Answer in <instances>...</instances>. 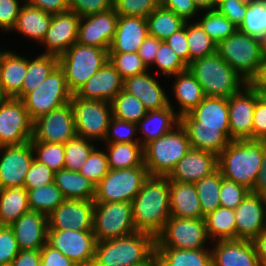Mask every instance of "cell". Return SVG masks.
Segmentation results:
<instances>
[{"label": "cell", "instance_id": "1", "mask_svg": "<svg viewBox=\"0 0 266 266\" xmlns=\"http://www.w3.org/2000/svg\"><path fill=\"white\" fill-rule=\"evenodd\" d=\"M170 188L167 176H149L133 199L132 211L135 228L155 238L170 219Z\"/></svg>", "mask_w": 266, "mask_h": 266}, {"label": "cell", "instance_id": "2", "mask_svg": "<svg viewBox=\"0 0 266 266\" xmlns=\"http://www.w3.org/2000/svg\"><path fill=\"white\" fill-rule=\"evenodd\" d=\"M264 141L232 140L217 156V168L224 178L252 191L262 169Z\"/></svg>", "mask_w": 266, "mask_h": 266}, {"label": "cell", "instance_id": "3", "mask_svg": "<svg viewBox=\"0 0 266 266\" xmlns=\"http://www.w3.org/2000/svg\"><path fill=\"white\" fill-rule=\"evenodd\" d=\"M156 238L146 232L96 243L92 266H131L145 261L155 251Z\"/></svg>", "mask_w": 266, "mask_h": 266}, {"label": "cell", "instance_id": "4", "mask_svg": "<svg viewBox=\"0 0 266 266\" xmlns=\"http://www.w3.org/2000/svg\"><path fill=\"white\" fill-rule=\"evenodd\" d=\"M188 69L208 97L228 98L248 84L217 52L192 61Z\"/></svg>", "mask_w": 266, "mask_h": 266}, {"label": "cell", "instance_id": "5", "mask_svg": "<svg viewBox=\"0 0 266 266\" xmlns=\"http://www.w3.org/2000/svg\"><path fill=\"white\" fill-rule=\"evenodd\" d=\"M190 149L187 133L179 124L143 147L144 165L150 176H168Z\"/></svg>", "mask_w": 266, "mask_h": 266}, {"label": "cell", "instance_id": "6", "mask_svg": "<svg viewBox=\"0 0 266 266\" xmlns=\"http://www.w3.org/2000/svg\"><path fill=\"white\" fill-rule=\"evenodd\" d=\"M217 53L248 83L257 75L264 59L262 40L239 29L217 45Z\"/></svg>", "mask_w": 266, "mask_h": 266}, {"label": "cell", "instance_id": "7", "mask_svg": "<svg viewBox=\"0 0 266 266\" xmlns=\"http://www.w3.org/2000/svg\"><path fill=\"white\" fill-rule=\"evenodd\" d=\"M107 61L108 50L78 42L58 57V65L65 73L66 83L72 94H76Z\"/></svg>", "mask_w": 266, "mask_h": 266}, {"label": "cell", "instance_id": "8", "mask_svg": "<svg viewBox=\"0 0 266 266\" xmlns=\"http://www.w3.org/2000/svg\"><path fill=\"white\" fill-rule=\"evenodd\" d=\"M72 95L66 83L65 73L57 65L33 92L27 93L21 100L34 121L41 115L69 103Z\"/></svg>", "mask_w": 266, "mask_h": 266}, {"label": "cell", "instance_id": "9", "mask_svg": "<svg viewBox=\"0 0 266 266\" xmlns=\"http://www.w3.org/2000/svg\"><path fill=\"white\" fill-rule=\"evenodd\" d=\"M145 166L109 169L95 186V202H132L149 177Z\"/></svg>", "mask_w": 266, "mask_h": 266}, {"label": "cell", "instance_id": "10", "mask_svg": "<svg viewBox=\"0 0 266 266\" xmlns=\"http://www.w3.org/2000/svg\"><path fill=\"white\" fill-rule=\"evenodd\" d=\"M70 104L77 136L103 143L113 117L111 102L88 100L73 94Z\"/></svg>", "mask_w": 266, "mask_h": 266}, {"label": "cell", "instance_id": "11", "mask_svg": "<svg viewBox=\"0 0 266 266\" xmlns=\"http://www.w3.org/2000/svg\"><path fill=\"white\" fill-rule=\"evenodd\" d=\"M136 231L131 202H95L93 233L97 242Z\"/></svg>", "mask_w": 266, "mask_h": 266}, {"label": "cell", "instance_id": "12", "mask_svg": "<svg viewBox=\"0 0 266 266\" xmlns=\"http://www.w3.org/2000/svg\"><path fill=\"white\" fill-rule=\"evenodd\" d=\"M209 239L204 219L170 216L156 237L155 248L206 249Z\"/></svg>", "mask_w": 266, "mask_h": 266}, {"label": "cell", "instance_id": "13", "mask_svg": "<svg viewBox=\"0 0 266 266\" xmlns=\"http://www.w3.org/2000/svg\"><path fill=\"white\" fill-rule=\"evenodd\" d=\"M32 136L33 120L22 100L0 97V147L24 144Z\"/></svg>", "mask_w": 266, "mask_h": 266}, {"label": "cell", "instance_id": "14", "mask_svg": "<svg viewBox=\"0 0 266 266\" xmlns=\"http://www.w3.org/2000/svg\"><path fill=\"white\" fill-rule=\"evenodd\" d=\"M76 136L73 109L69 102L33 121V136L30 142L64 144Z\"/></svg>", "mask_w": 266, "mask_h": 266}, {"label": "cell", "instance_id": "15", "mask_svg": "<svg viewBox=\"0 0 266 266\" xmlns=\"http://www.w3.org/2000/svg\"><path fill=\"white\" fill-rule=\"evenodd\" d=\"M47 243L78 266H92L97 243L93 231L48 230Z\"/></svg>", "mask_w": 266, "mask_h": 266}, {"label": "cell", "instance_id": "16", "mask_svg": "<svg viewBox=\"0 0 266 266\" xmlns=\"http://www.w3.org/2000/svg\"><path fill=\"white\" fill-rule=\"evenodd\" d=\"M257 91L248 83L238 93L227 98L230 140H252L253 115Z\"/></svg>", "mask_w": 266, "mask_h": 266}, {"label": "cell", "instance_id": "17", "mask_svg": "<svg viewBox=\"0 0 266 266\" xmlns=\"http://www.w3.org/2000/svg\"><path fill=\"white\" fill-rule=\"evenodd\" d=\"M94 200L65 199L48 215V230L93 231Z\"/></svg>", "mask_w": 266, "mask_h": 266}, {"label": "cell", "instance_id": "18", "mask_svg": "<svg viewBox=\"0 0 266 266\" xmlns=\"http://www.w3.org/2000/svg\"><path fill=\"white\" fill-rule=\"evenodd\" d=\"M34 159L31 142L0 147V189L24 187L26 174Z\"/></svg>", "mask_w": 266, "mask_h": 266}, {"label": "cell", "instance_id": "19", "mask_svg": "<svg viewBox=\"0 0 266 266\" xmlns=\"http://www.w3.org/2000/svg\"><path fill=\"white\" fill-rule=\"evenodd\" d=\"M118 18L114 8L80 17L77 42L109 51Z\"/></svg>", "mask_w": 266, "mask_h": 266}, {"label": "cell", "instance_id": "20", "mask_svg": "<svg viewBox=\"0 0 266 266\" xmlns=\"http://www.w3.org/2000/svg\"><path fill=\"white\" fill-rule=\"evenodd\" d=\"M80 16L74 11L52 15L49 29L41 44L45 45L44 54L59 57L78 41Z\"/></svg>", "mask_w": 266, "mask_h": 266}, {"label": "cell", "instance_id": "21", "mask_svg": "<svg viewBox=\"0 0 266 266\" xmlns=\"http://www.w3.org/2000/svg\"><path fill=\"white\" fill-rule=\"evenodd\" d=\"M236 239L253 240L266 228V197L250 192L235 209Z\"/></svg>", "mask_w": 266, "mask_h": 266}, {"label": "cell", "instance_id": "22", "mask_svg": "<svg viewBox=\"0 0 266 266\" xmlns=\"http://www.w3.org/2000/svg\"><path fill=\"white\" fill-rule=\"evenodd\" d=\"M20 250H40L47 243L48 216L29 211L9 226Z\"/></svg>", "mask_w": 266, "mask_h": 266}, {"label": "cell", "instance_id": "23", "mask_svg": "<svg viewBox=\"0 0 266 266\" xmlns=\"http://www.w3.org/2000/svg\"><path fill=\"white\" fill-rule=\"evenodd\" d=\"M217 169V156L211 152L191 148L167 176L169 181L195 183Z\"/></svg>", "mask_w": 266, "mask_h": 266}, {"label": "cell", "instance_id": "24", "mask_svg": "<svg viewBox=\"0 0 266 266\" xmlns=\"http://www.w3.org/2000/svg\"><path fill=\"white\" fill-rule=\"evenodd\" d=\"M123 90V79L107 61L75 94L88 100L111 102Z\"/></svg>", "mask_w": 266, "mask_h": 266}, {"label": "cell", "instance_id": "25", "mask_svg": "<svg viewBox=\"0 0 266 266\" xmlns=\"http://www.w3.org/2000/svg\"><path fill=\"white\" fill-rule=\"evenodd\" d=\"M211 250L213 266H261L252 240H217Z\"/></svg>", "mask_w": 266, "mask_h": 266}, {"label": "cell", "instance_id": "26", "mask_svg": "<svg viewBox=\"0 0 266 266\" xmlns=\"http://www.w3.org/2000/svg\"><path fill=\"white\" fill-rule=\"evenodd\" d=\"M123 90L138 98L147 111L160 110L169 106L164 89L149 72H144L123 80Z\"/></svg>", "mask_w": 266, "mask_h": 266}, {"label": "cell", "instance_id": "27", "mask_svg": "<svg viewBox=\"0 0 266 266\" xmlns=\"http://www.w3.org/2000/svg\"><path fill=\"white\" fill-rule=\"evenodd\" d=\"M147 20L136 16H119L109 53L138 52L148 36Z\"/></svg>", "mask_w": 266, "mask_h": 266}, {"label": "cell", "instance_id": "28", "mask_svg": "<svg viewBox=\"0 0 266 266\" xmlns=\"http://www.w3.org/2000/svg\"><path fill=\"white\" fill-rule=\"evenodd\" d=\"M191 148L208 151L218 156L231 142L219 128L199 127V122L189 113L180 117Z\"/></svg>", "mask_w": 266, "mask_h": 266}, {"label": "cell", "instance_id": "29", "mask_svg": "<svg viewBox=\"0 0 266 266\" xmlns=\"http://www.w3.org/2000/svg\"><path fill=\"white\" fill-rule=\"evenodd\" d=\"M170 216L204 219L194 183L169 181Z\"/></svg>", "mask_w": 266, "mask_h": 266}, {"label": "cell", "instance_id": "30", "mask_svg": "<svg viewBox=\"0 0 266 266\" xmlns=\"http://www.w3.org/2000/svg\"><path fill=\"white\" fill-rule=\"evenodd\" d=\"M26 71L27 58L4 50L0 64V97L15 98L21 92Z\"/></svg>", "mask_w": 266, "mask_h": 266}, {"label": "cell", "instance_id": "31", "mask_svg": "<svg viewBox=\"0 0 266 266\" xmlns=\"http://www.w3.org/2000/svg\"><path fill=\"white\" fill-rule=\"evenodd\" d=\"M169 101V106L160 110L147 111L146 115L137 123V129L142 132L140 144L144 147L149 142L160 138L172 131L180 124V117L174 111Z\"/></svg>", "mask_w": 266, "mask_h": 266}, {"label": "cell", "instance_id": "32", "mask_svg": "<svg viewBox=\"0 0 266 266\" xmlns=\"http://www.w3.org/2000/svg\"><path fill=\"white\" fill-rule=\"evenodd\" d=\"M190 114L199 122V127L219 128L230 139L227 98L205 96Z\"/></svg>", "mask_w": 266, "mask_h": 266}, {"label": "cell", "instance_id": "33", "mask_svg": "<svg viewBox=\"0 0 266 266\" xmlns=\"http://www.w3.org/2000/svg\"><path fill=\"white\" fill-rule=\"evenodd\" d=\"M174 76L176 80L174 81L172 91L175 95V100H177V103L180 106V111H177L176 113L181 117L189 114L195 109L204 99L205 95L202 91L201 85L189 69Z\"/></svg>", "mask_w": 266, "mask_h": 266}, {"label": "cell", "instance_id": "34", "mask_svg": "<svg viewBox=\"0 0 266 266\" xmlns=\"http://www.w3.org/2000/svg\"><path fill=\"white\" fill-rule=\"evenodd\" d=\"M23 3L24 4H22L18 15L17 23L12 31L15 30L20 32L22 36L41 43L49 29L52 14L31 6L25 1Z\"/></svg>", "mask_w": 266, "mask_h": 266}, {"label": "cell", "instance_id": "35", "mask_svg": "<svg viewBox=\"0 0 266 266\" xmlns=\"http://www.w3.org/2000/svg\"><path fill=\"white\" fill-rule=\"evenodd\" d=\"M54 183L65 199L94 200L95 185L78 171L61 169L55 172Z\"/></svg>", "mask_w": 266, "mask_h": 266}, {"label": "cell", "instance_id": "36", "mask_svg": "<svg viewBox=\"0 0 266 266\" xmlns=\"http://www.w3.org/2000/svg\"><path fill=\"white\" fill-rule=\"evenodd\" d=\"M159 266H213L211 249L155 248Z\"/></svg>", "mask_w": 266, "mask_h": 266}, {"label": "cell", "instance_id": "37", "mask_svg": "<svg viewBox=\"0 0 266 266\" xmlns=\"http://www.w3.org/2000/svg\"><path fill=\"white\" fill-rule=\"evenodd\" d=\"M30 211L28 192L24 187L0 189V226H10Z\"/></svg>", "mask_w": 266, "mask_h": 266}, {"label": "cell", "instance_id": "38", "mask_svg": "<svg viewBox=\"0 0 266 266\" xmlns=\"http://www.w3.org/2000/svg\"><path fill=\"white\" fill-rule=\"evenodd\" d=\"M58 65V57L53 54L38 55L34 59L27 58V71L21 92L15 97L22 99L27 93L33 92Z\"/></svg>", "mask_w": 266, "mask_h": 266}, {"label": "cell", "instance_id": "39", "mask_svg": "<svg viewBox=\"0 0 266 266\" xmlns=\"http://www.w3.org/2000/svg\"><path fill=\"white\" fill-rule=\"evenodd\" d=\"M106 146L109 169L145 166L143 146L140 143H106Z\"/></svg>", "mask_w": 266, "mask_h": 266}, {"label": "cell", "instance_id": "40", "mask_svg": "<svg viewBox=\"0 0 266 266\" xmlns=\"http://www.w3.org/2000/svg\"><path fill=\"white\" fill-rule=\"evenodd\" d=\"M207 234L210 240L236 239L235 210L218 207L204 216Z\"/></svg>", "mask_w": 266, "mask_h": 266}, {"label": "cell", "instance_id": "41", "mask_svg": "<svg viewBox=\"0 0 266 266\" xmlns=\"http://www.w3.org/2000/svg\"><path fill=\"white\" fill-rule=\"evenodd\" d=\"M146 20L149 36L161 41L181 29L186 22L161 4L146 17Z\"/></svg>", "mask_w": 266, "mask_h": 266}, {"label": "cell", "instance_id": "42", "mask_svg": "<svg viewBox=\"0 0 266 266\" xmlns=\"http://www.w3.org/2000/svg\"><path fill=\"white\" fill-rule=\"evenodd\" d=\"M221 171L217 168L210 175L194 183L201 204L203 216L220 207V188L222 183Z\"/></svg>", "mask_w": 266, "mask_h": 266}, {"label": "cell", "instance_id": "43", "mask_svg": "<svg viewBox=\"0 0 266 266\" xmlns=\"http://www.w3.org/2000/svg\"><path fill=\"white\" fill-rule=\"evenodd\" d=\"M26 190L30 211L40 212L47 216L65 200L61 190L54 182L43 187Z\"/></svg>", "mask_w": 266, "mask_h": 266}, {"label": "cell", "instance_id": "44", "mask_svg": "<svg viewBox=\"0 0 266 266\" xmlns=\"http://www.w3.org/2000/svg\"><path fill=\"white\" fill-rule=\"evenodd\" d=\"M186 38L189 48V64L217 52V45L196 21H186Z\"/></svg>", "mask_w": 266, "mask_h": 266}, {"label": "cell", "instance_id": "45", "mask_svg": "<svg viewBox=\"0 0 266 266\" xmlns=\"http://www.w3.org/2000/svg\"><path fill=\"white\" fill-rule=\"evenodd\" d=\"M113 117L137 124L147 113L143 103L122 90L112 101Z\"/></svg>", "mask_w": 266, "mask_h": 266}, {"label": "cell", "instance_id": "46", "mask_svg": "<svg viewBox=\"0 0 266 266\" xmlns=\"http://www.w3.org/2000/svg\"><path fill=\"white\" fill-rule=\"evenodd\" d=\"M197 22L216 45L231 36L238 29V27L217 9L206 11L205 15L201 17V20Z\"/></svg>", "mask_w": 266, "mask_h": 266}, {"label": "cell", "instance_id": "47", "mask_svg": "<svg viewBox=\"0 0 266 266\" xmlns=\"http://www.w3.org/2000/svg\"><path fill=\"white\" fill-rule=\"evenodd\" d=\"M245 34L263 39L266 35V0H249L245 19L238 28Z\"/></svg>", "mask_w": 266, "mask_h": 266}, {"label": "cell", "instance_id": "48", "mask_svg": "<svg viewBox=\"0 0 266 266\" xmlns=\"http://www.w3.org/2000/svg\"><path fill=\"white\" fill-rule=\"evenodd\" d=\"M95 148L91 140L76 136L64 143V169L78 171Z\"/></svg>", "mask_w": 266, "mask_h": 266}, {"label": "cell", "instance_id": "49", "mask_svg": "<svg viewBox=\"0 0 266 266\" xmlns=\"http://www.w3.org/2000/svg\"><path fill=\"white\" fill-rule=\"evenodd\" d=\"M34 159L45 164L53 172L64 169V144L31 142Z\"/></svg>", "mask_w": 266, "mask_h": 266}, {"label": "cell", "instance_id": "50", "mask_svg": "<svg viewBox=\"0 0 266 266\" xmlns=\"http://www.w3.org/2000/svg\"><path fill=\"white\" fill-rule=\"evenodd\" d=\"M109 62L118 71L123 80L148 72V68L143 63L138 52L109 53Z\"/></svg>", "mask_w": 266, "mask_h": 266}, {"label": "cell", "instance_id": "51", "mask_svg": "<svg viewBox=\"0 0 266 266\" xmlns=\"http://www.w3.org/2000/svg\"><path fill=\"white\" fill-rule=\"evenodd\" d=\"M109 171L106 152L95 147L82 168L78 172L90 180L95 186L107 175Z\"/></svg>", "mask_w": 266, "mask_h": 266}, {"label": "cell", "instance_id": "52", "mask_svg": "<svg viewBox=\"0 0 266 266\" xmlns=\"http://www.w3.org/2000/svg\"><path fill=\"white\" fill-rule=\"evenodd\" d=\"M153 64L158 67L164 76L169 77L188 69V66L165 41L160 43Z\"/></svg>", "mask_w": 266, "mask_h": 266}, {"label": "cell", "instance_id": "53", "mask_svg": "<svg viewBox=\"0 0 266 266\" xmlns=\"http://www.w3.org/2000/svg\"><path fill=\"white\" fill-rule=\"evenodd\" d=\"M137 124L112 117L108 126L105 143H140L136 137Z\"/></svg>", "mask_w": 266, "mask_h": 266}, {"label": "cell", "instance_id": "54", "mask_svg": "<svg viewBox=\"0 0 266 266\" xmlns=\"http://www.w3.org/2000/svg\"><path fill=\"white\" fill-rule=\"evenodd\" d=\"M161 0H114L113 8L118 16L145 18L160 5Z\"/></svg>", "mask_w": 266, "mask_h": 266}, {"label": "cell", "instance_id": "55", "mask_svg": "<svg viewBox=\"0 0 266 266\" xmlns=\"http://www.w3.org/2000/svg\"><path fill=\"white\" fill-rule=\"evenodd\" d=\"M250 192L246 187L223 177L219 192L220 205L235 210Z\"/></svg>", "mask_w": 266, "mask_h": 266}, {"label": "cell", "instance_id": "56", "mask_svg": "<svg viewBox=\"0 0 266 266\" xmlns=\"http://www.w3.org/2000/svg\"><path fill=\"white\" fill-rule=\"evenodd\" d=\"M55 172L45 164L33 159L26 174L24 188L35 189L54 182Z\"/></svg>", "mask_w": 266, "mask_h": 266}, {"label": "cell", "instance_id": "57", "mask_svg": "<svg viewBox=\"0 0 266 266\" xmlns=\"http://www.w3.org/2000/svg\"><path fill=\"white\" fill-rule=\"evenodd\" d=\"M19 251L12 229L0 226V266H10Z\"/></svg>", "mask_w": 266, "mask_h": 266}, {"label": "cell", "instance_id": "58", "mask_svg": "<svg viewBox=\"0 0 266 266\" xmlns=\"http://www.w3.org/2000/svg\"><path fill=\"white\" fill-rule=\"evenodd\" d=\"M68 5L70 11L83 17L108 11L113 8L114 0H68Z\"/></svg>", "mask_w": 266, "mask_h": 266}, {"label": "cell", "instance_id": "59", "mask_svg": "<svg viewBox=\"0 0 266 266\" xmlns=\"http://www.w3.org/2000/svg\"><path fill=\"white\" fill-rule=\"evenodd\" d=\"M248 1L228 0L221 3L216 9L239 28L245 19Z\"/></svg>", "mask_w": 266, "mask_h": 266}, {"label": "cell", "instance_id": "60", "mask_svg": "<svg viewBox=\"0 0 266 266\" xmlns=\"http://www.w3.org/2000/svg\"><path fill=\"white\" fill-rule=\"evenodd\" d=\"M19 2V0H0V27L4 32L15 27L22 7Z\"/></svg>", "mask_w": 266, "mask_h": 266}, {"label": "cell", "instance_id": "61", "mask_svg": "<svg viewBox=\"0 0 266 266\" xmlns=\"http://www.w3.org/2000/svg\"><path fill=\"white\" fill-rule=\"evenodd\" d=\"M160 4L188 22L200 12L193 0H161Z\"/></svg>", "mask_w": 266, "mask_h": 266}, {"label": "cell", "instance_id": "62", "mask_svg": "<svg viewBox=\"0 0 266 266\" xmlns=\"http://www.w3.org/2000/svg\"><path fill=\"white\" fill-rule=\"evenodd\" d=\"M181 58V60L189 65V48L186 38V22L184 26L171 36L164 40Z\"/></svg>", "mask_w": 266, "mask_h": 266}, {"label": "cell", "instance_id": "63", "mask_svg": "<svg viewBox=\"0 0 266 266\" xmlns=\"http://www.w3.org/2000/svg\"><path fill=\"white\" fill-rule=\"evenodd\" d=\"M40 257V266H78L48 243L40 249Z\"/></svg>", "mask_w": 266, "mask_h": 266}, {"label": "cell", "instance_id": "64", "mask_svg": "<svg viewBox=\"0 0 266 266\" xmlns=\"http://www.w3.org/2000/svg\"><path fill=\"white\" fill-rule=\"evenodd\" d=\"M252 140L266 141V104L259 98L253 115Z\"/></svg>", "mask_w": 266, "mask_h": 266}, {"label": "cell", "instance_id": "65", "mask_svg": "<svg viewBox=\"0 0 266 266\" xmlns=\"http://www.w3.org/2000/svg\"><path fill=\"white\" fill-rule=\"evenodd\" d=\"M161 42V40L148 35L138 49V55L148 69L154 63Z\"/></svg>", "mask_w": 266, "mask_h": 266}, {"label": "cell", "instance_id": "66", "mask_svg": "<svg viewBox=\"0 0 266 266\" xmlns=\"http://www.w3.org/2000/svg\"><path fill=\"white\" fill-rule=\"evenodd\" d=\"M25 2L52 15L69 10L68 0H25Z\"/></svg>", "mask_w": 266, "mask_h": 266}, {"label": "cell", "instance_id": "67", "mask_svg": "<svg viewBox=\"0 0 266 266\" xmlns=\"http://www.w3.org/2000/svg\"><path fill=\"white\" fill-rule=\"evenodd\" d=\"M40 250H20L10 266H40Z\"/></svg>", "mask_w": 266, "mask_h": 266}, {"label": "cell", "instance_id": "68", "mask_svg": "<svg viewBox=\"0 0 266 266\" xmlns=\"http://www.w3.org/2000/svg\"><path fill=\"white\" fill-rule=\"evenodd\" d=\"M251 192L266 197V141H264L263 166L257 175L255 185Z\"/></svg>", "mask_w": 266, "mask_h": 266}, {"label": "cell", "instance_id": "69", "mask_svg": "<svg viewBox=\"0 0 266 266\" xmlns=\"http://www.w3.org/2000/svg\"><path fill=\"white\" fill-rule=\"evenodd\" d=\"M256 254L261 266H266V228L253 240Z\"/></svg>", "mask_w": 266, "mask_h": 266}, {"label": "cell", "instance_id": "70", "mask_svg": "<svg viewBox=\"0 0 266 266\" xmlns=\"http://www.w3.org/2000/svg\"><path fill=\"white\" fill-rule=\"evenodd\" d=\"M256 91H266V58L263 59L257 75L249 82Z\"/></svg>", "mask_w": 266, "mask_h": 266}, {"label": "cell", "instance_id": "71", "mask_svg": "<svg viewBox=\"0 0 266 266\" xmlns=\"http://www.w3.org/2000/svg\"><path fill=\"white\" fill-rule=\"evenodd\" d=\"M199 10L208 11L215 9L214 0H193Z\"/></svg>", "mask_w": 266, "mask_h": 266}, {"label": "cell", "instance_id": "72", "mask_svg": "<svg viewBox=\"0 0 266 266\" xmlns=\"http://www.w3.org/2000/svg\"><path fill=\"white\" fill-rule=\"evenodd\" d=\"M131 266H159V260L156 251H154L145 261Z\"/></svg>", "mask_w": 266, "mask_h": 266}, {"label": "cell", "instance_id": "73", "mask_svg": "<svg viewBox=\"0 0 266 266\" xmlns=\"http://www.w3.org/2000/svg\"><path fill=\"white\" fill-rule=\"evenodd\" d=\"M258 97L266 104V91H257Z\"/></svg>", "mask_w": 266, "mask_h": 266}, {"label": "cell", "instance_id": "74", "mask_svg": "<svg viewBox=\"0 0 266 266\" xmlns=\"http://www.w3.org/2000/svg\"><path fill=\"white\" fill-rule=\"evenodd\" d=\"M262 48H263L264 58H266V35L262 39Z\"/></svg>", "mask_w": 266, "mask_h": 266}, {"label": "cell", "instance_id": "75", "mask_svg": "<svg viewBox=\"0 0 266 266\" xmlns=\"http://www.w3.org/2000/svg\"><path fill=\"white\" fill-rule=\"evenodd\" d=\"M225 1H228V0H214V2H215V9H216L221 3L225 2Z\"/></svg>", "mask_w": 266, "mask_h": 266}, {"label": "cell", "instance_id": "76", "mask_svg": "<svg viewBox=\"0 0 266 266\" xmlns=\"http://www.w3.org/2000/svg\"><path fill=\"white\" fill-rule=\"evenodd\" d=\"M3 50H0V64H1V58H2Z\"/></svg>", "mask_w": 266, "mask_h": 266}]
</instances>
